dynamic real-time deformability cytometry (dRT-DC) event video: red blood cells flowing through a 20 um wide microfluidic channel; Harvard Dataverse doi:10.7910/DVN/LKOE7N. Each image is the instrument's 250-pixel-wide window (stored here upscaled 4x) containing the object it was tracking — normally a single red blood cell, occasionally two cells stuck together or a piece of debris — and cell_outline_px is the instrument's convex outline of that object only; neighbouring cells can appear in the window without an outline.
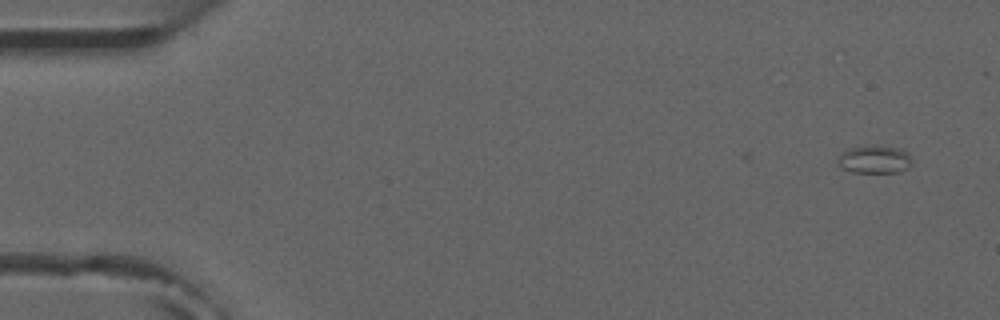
{"species": "common noctule bat (a hibernating species)", "species_latin": "Nyctalus noctula", "temperature_condition": "room temperature", "stored_images_in_passage": 4, "camera_frame_rate_fps": 3000, "um_per_image_px": 0.085, "animal": {"sex": "male", "forearm_length_mm": 52.5}, "frame": {"image": 1, "passage_image": 1, "time_ms": 0.0, "image_size_px": [1000, 320], "cell_outline_px": [[908, 168], [900, 172], [852, 172], [840, 168], [836, 160], [844, 152], [852, 148], [872, 144], [900, 148], [908, 152]], "centroid_in_image_um": [74.3, 13.54], "position_along_channel_um": 10.7, "area_um2": 11.96}}